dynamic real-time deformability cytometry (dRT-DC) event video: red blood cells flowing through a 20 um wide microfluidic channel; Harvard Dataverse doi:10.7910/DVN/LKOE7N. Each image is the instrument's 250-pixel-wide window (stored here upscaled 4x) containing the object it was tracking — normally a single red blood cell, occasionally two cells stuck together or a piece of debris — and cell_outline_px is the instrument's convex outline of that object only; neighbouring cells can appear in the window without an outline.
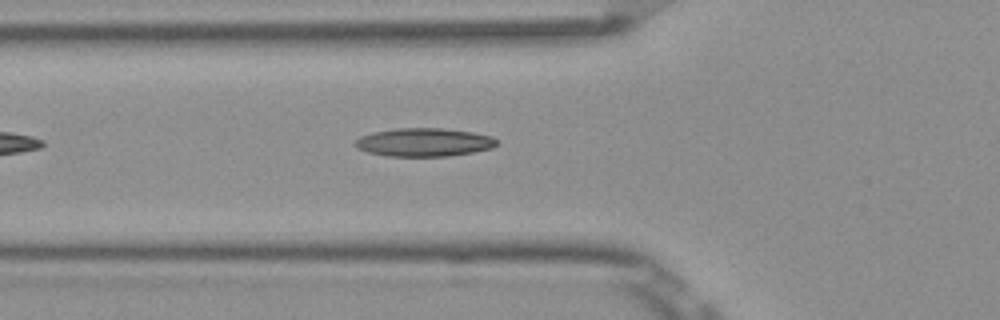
{"species": "Egyptian fruit bat (a non-hibernating species)", "species_latin": "Rousettus aegyptiacus", "temperature_condition": "room temperature", "stored_images_in_passage": 2, "camera_frame_rate_fps": 3000, "um_per_image_px": 0.085, "frame": {"image": 1, "passage_image": 2, "time_ms": 0.333, "image_size_px": [1000, 320], "cell_outline_px": [[496, 144], [492, 148], [472, 152], [448, 156], [388, 156], [368, 152], [356, 148], [352, 144], [360, 136], [372, 132], [396, 128], [444, 128], [472, 132], [492, 136], [496, 140]], "centroid_in_image_um": [36.0, 12.09], "position_along_channel_um": 89.8, "area_um2": 23.41}}